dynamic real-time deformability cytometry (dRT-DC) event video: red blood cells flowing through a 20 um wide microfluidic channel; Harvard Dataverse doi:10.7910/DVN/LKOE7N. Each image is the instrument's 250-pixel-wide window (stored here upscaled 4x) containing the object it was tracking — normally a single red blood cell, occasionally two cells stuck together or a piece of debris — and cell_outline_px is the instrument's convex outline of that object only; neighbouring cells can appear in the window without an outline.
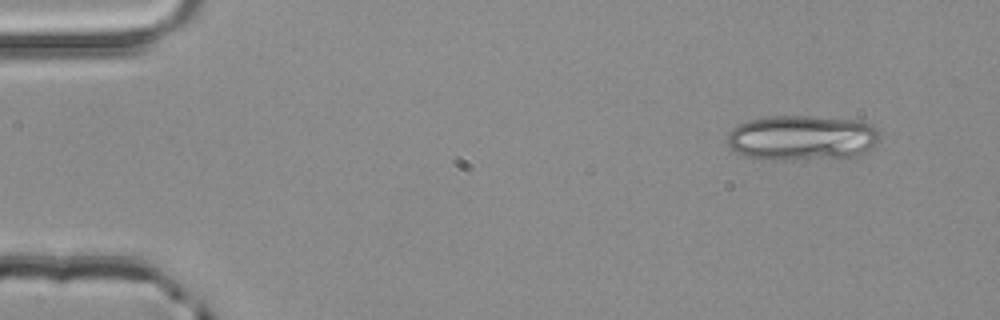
{"species": "common noctule bat (a hibernating species)", "species_latin": "Nyctalus noctula", "temperature_condition": "room temperature", "stored_images_in_passage": 4, "camera_frame_rate_fps": 3000, "um_per_image_px": 0.085, "animal": {"sex": "male", "body_mass_g": 20.4}, "frame": {"image": 1, "passage_image": 1, "time_ms": 0.0, "image_size_px": [1000, 320], "cell_outline_px": [[880, 140], [872, 148], [856, 156], [776, 160], [748, 156], [736, 152], [728, 144], [728, 132], [732, 128], [748, 120], [768, 116], [812, 116], [860, 120], [872, 124], [880, 132]], "centroid_in_image_um": [68.22, 11.69], "position_along_channel_um": 16.8, "area_um2": 40.17}}